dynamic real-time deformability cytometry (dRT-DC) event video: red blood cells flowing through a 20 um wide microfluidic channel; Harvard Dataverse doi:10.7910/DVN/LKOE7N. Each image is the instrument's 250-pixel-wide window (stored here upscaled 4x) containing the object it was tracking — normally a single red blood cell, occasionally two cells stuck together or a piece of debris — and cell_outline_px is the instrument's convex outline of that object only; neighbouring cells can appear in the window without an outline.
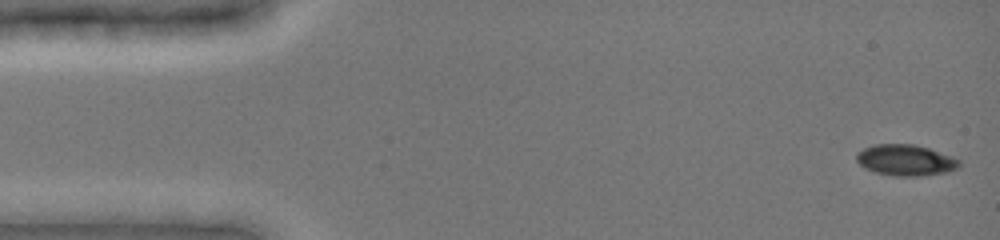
{"species": "common noctule bat (a hibernating species)", "species_latin": "Nyctalus noctula", "temperature_condition": "cold", "stored_images_in_passage": 23, "camera_frame_rate_fps": 3000, "um_per_image_px": 0.085, "animal": {"sex": "female", "body_mass_g": 19.0, "forearm_length_mm": 51.5}, "frame": {"image": 1, "passage_image": 1, "time_ms": 0.0, "image_size_px": [1000, 240], "cell_outline_px": [[960, 168], [948, 172], [920, 176], [896, 176], [876, 172], [864, 168], [856, 160], [856, 152], [872, 144], [912, 144], [928, 148], [952, 156], [960, 160]], "centroid_in_image_um": [76.98, 13.61], "position_along_channel_um": 8.0, "area_um2": 18.73}}
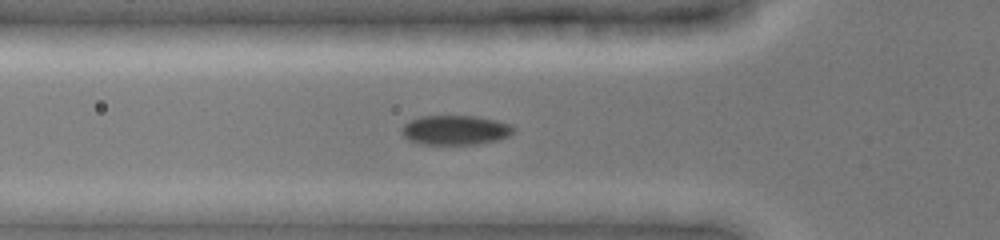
{"frame": {"image": 2, "passage_image": 14, "time_ms": 5.0, "image_size_px": [1000, 240], "cell_outline_px": [[516, 128], [508, 136], [496, 140], [476, 144], [420, 144], [408, 140], [400, 132], [400, 128], [408, 120], [420, 116], [480, 116], [512, 124]], "centroid_in_image_um": [38.67, 11.04], "position_along_channel_um": 87.1, "area_um2": 19.48}}
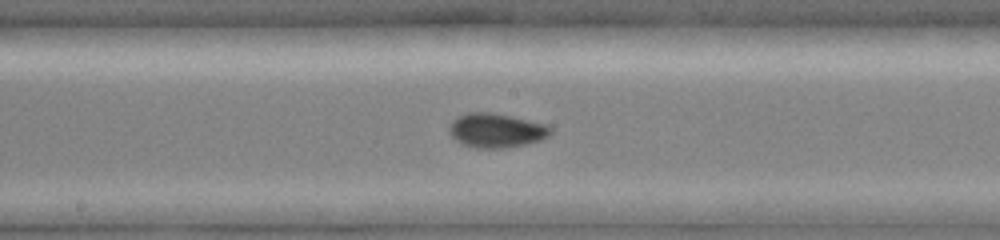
{"frame": {"image": 3, "passage_image": 22, "time_ms": 8.0, "image_size_px": [1000, 240], "cell_outline_px": [[552, 132], [548, 136], [540, 140], [508, 148], [476, 148], [460, 144], [448, 132], [448, 124], [456, 116], [468, 112], [492, 112], [512, 116], [548, 124], [552, 128]], "centroid_in_image_um": [42.15, 11.08], "position_along_channel_um": 206.1, "area_um2": 20.63}}